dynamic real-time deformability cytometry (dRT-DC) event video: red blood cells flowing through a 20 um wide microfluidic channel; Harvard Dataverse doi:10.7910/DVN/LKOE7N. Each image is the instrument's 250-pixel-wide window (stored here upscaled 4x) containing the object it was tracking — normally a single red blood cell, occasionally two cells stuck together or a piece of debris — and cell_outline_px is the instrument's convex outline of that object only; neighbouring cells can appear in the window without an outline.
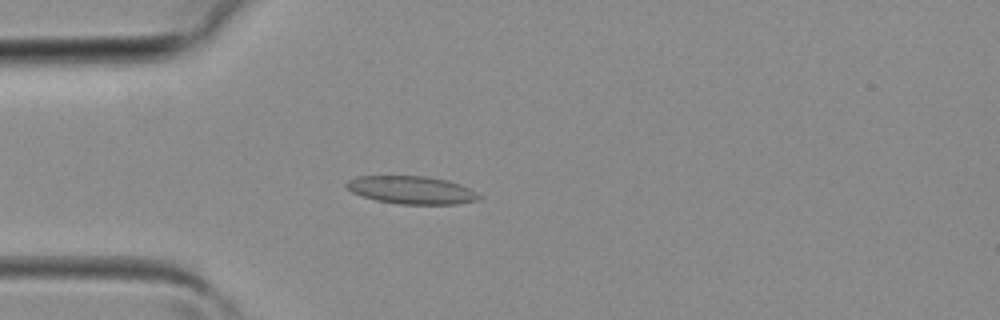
{"species": "common noctule bat (a hibernating species)", "species_latin": "Nyctalus noctula", "temperature_condition": "room temperature", "stored_images_in_passage": 38, "camera_frame_rate_fps": 3000, "um_per_image_px": 0.085, "animal": {"sex": "female", "body_mass_g": 19.3, "forearm_length_mm": 54.1}, "frame": {"image": 1, "passage_image": 10, "time_ms": 3.0, "image_size_px": [1000, 320], "cell_outline_px": [[484, 196], [480, 200], [456, 204], [400, 204], [376, 200], [352, 192], [344, 184], [348, 180], [356, 176], [424, 176], [448, 180], [460, 184]], "centroid_in_image_um": [35.02, 16.15], "position_along_channel_um": 50.0, "area_um2": 21.56}}
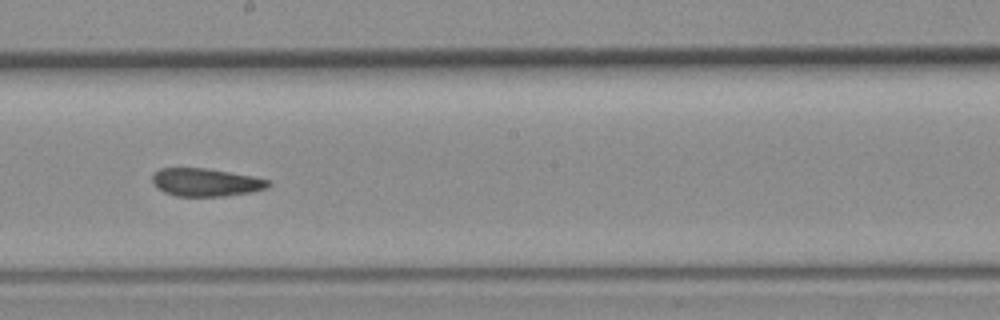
{"frame": {"image": 2, "passage_image": 21, "time_ms": 6.667, "image_size_px": [1000, 320], "cell_outline_px": [[272, 184], [268, 188], [248, 192], [224, 196], [176, 196], [164, 192], [152, 180], [152, 176], [160, 168], [204, 168], [252, 176], [272, 180]], "centroid_in_image_um": [17.54, 15.49], "position_along_channel_um": 230.7, "area_um2": 18.67}}
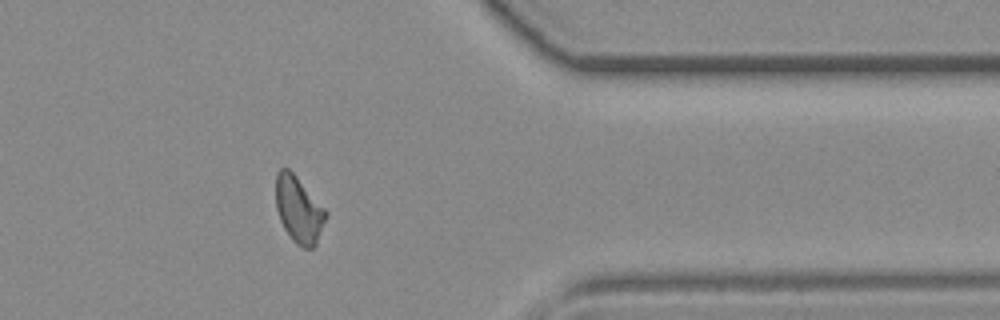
{"frame": {"image": 3, "passage_image": 31, "time_ms": 10.0, "image_size_px": [1000, 320], "cell_outline_px": [[328, 216], [316, 244], [312, 248], [304, 248], [296, 244], [292, 240], [284, 228], [280, 220], [276, 208], [276, 172], [280, 168], [288, 168], [296, 176], [328, 212]], "centroid_in_image_um": [25.4, 17.83], "position_along_channel_um": 386.0, "area_um2": 19.36}}